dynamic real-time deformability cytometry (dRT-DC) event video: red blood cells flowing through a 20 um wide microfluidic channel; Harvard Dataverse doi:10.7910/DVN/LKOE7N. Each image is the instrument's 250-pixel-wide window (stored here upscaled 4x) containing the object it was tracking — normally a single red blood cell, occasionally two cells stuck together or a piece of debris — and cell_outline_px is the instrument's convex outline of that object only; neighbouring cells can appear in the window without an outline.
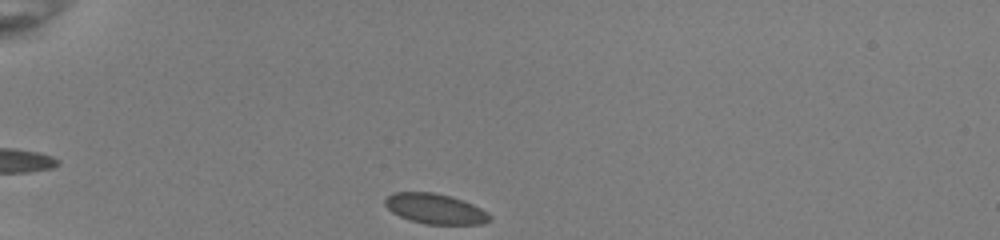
{"species": "common noctule bat (a hibernating species)", "species_latin": "Nyctalus noctula", "temperature_condition": "room temperature", "stored_images_in_passage": 34, "camera_frame_rate_fps": 3000, "um_per_image_px": 0.085, "animal": {"sex": "female", "body_mass_g": 22.0, "forearm_length_mm": 56.7}, "frame": {"image": 1, "passage_image": 1, "time_ms": 0.0, "image_size_px": [1000, 240], "cell_outline_px": [[492, 220], [484, 224], [428, 224], [412, 220], [400, 216], [392, 212], [384, 204], [384, 200], [392, 192], [432, 192], [448, 196], [472, 204], [488, 212], [492, 216]], "centroid_in_image_um": [37.01, 17.75], "position_along_channel_um": 48.0, "area_um2": 18.26}}
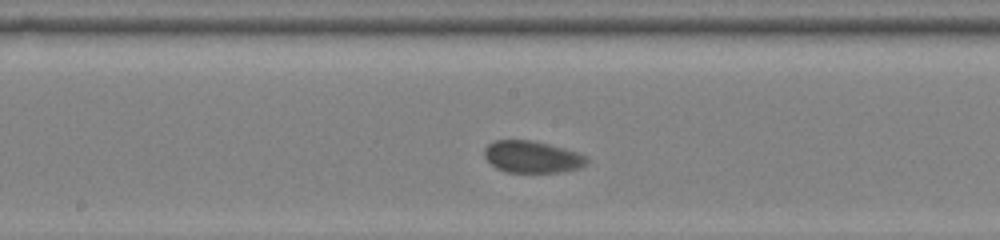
{"frame": {"image": 2, "passage_image": 16, "time_ms": 5.0, "image_size_px": [1000, 240], "cell_outline_px": [[588, 164], [580, 168], [560, 172], [508, 172], [496, 168], [484, 156], [484, 148], [488, 144], [496, 140], [528, 140], [548, 144], [576, 152], [584, 156], [588, 160]], "centroid_in_image_um": [45.22, 13.34], "position_along_channel_um": 203.0, "area_um2": 18.84}}
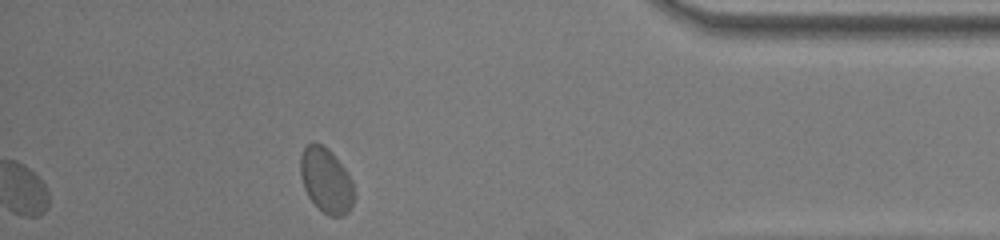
{"frame": {"image": 3, "passage_image": 34, "time_ms": 11.0, "image_size_px": [1000, 240], "cell_outline_px": [[352, 208], [344, 216], [328, 216], [308, 196], [304, 188], [300, 176], [300, 156], [304, 148], [308, 144], [320, 144], [328, 148], [332, 152], [348, 172], [352, 180]], "centroid_in_image_um": [27.71, 15.33], "position_along_channel_um": 407.5, "area_um2": 20.11}}